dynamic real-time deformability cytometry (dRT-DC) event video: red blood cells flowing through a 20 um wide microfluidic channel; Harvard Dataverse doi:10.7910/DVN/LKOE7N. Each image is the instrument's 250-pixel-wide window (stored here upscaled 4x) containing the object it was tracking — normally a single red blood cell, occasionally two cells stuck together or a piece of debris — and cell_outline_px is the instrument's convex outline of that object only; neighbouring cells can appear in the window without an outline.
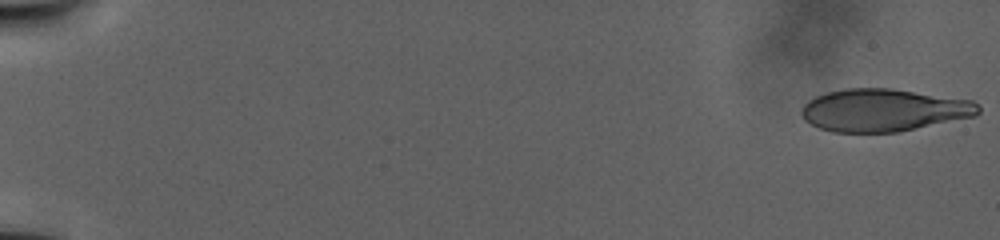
{"species": "human", "species_latin": "Homo sapiens", "temperature_condition": "warm", "stored_images_in_passage": 59, "camera_frame_rate_fps": 3000, "um_per_image_px": 0.085, "donor": {"sex": "male"}, "frame": {"image": 1, "passage_image": 1, "time_ms": 0.0, "image_size_px": [1000, 240], "cell_outline_px": [[980, 112], [976, 116], [896, 132], [832, 132], [820, 128], [804, 120], [800, 112], [800, 108], [808, 100], [816, 96], [828, 92], [848, 88], [892, 88], [972, 100], [980, 108]], "centroid_in_image_um": [75.09, 9.36], "position_along_channel_um": 9.9, "area_um2": 43.81}}
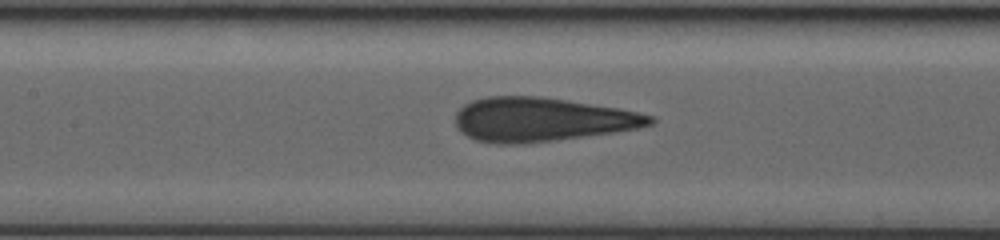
{"frame": {"image": 2, "passage_image": 34, "time_ms": 20.667, "image_size_px": [1000, 240], "cell_outline_px": [[656, 120], [652, 124], [640, 128], [528, 144], [496, 144], [476, 140], [460, 132], [456, 128], [456, 112], [464, 104], [472, 100], [488, 96], [540, 96], [620, 108], [652, 116]], "centroid_in_image_um": [46.0, 10.16], "position_along_channel_um": 161.4, "area_um2": 50.0}}
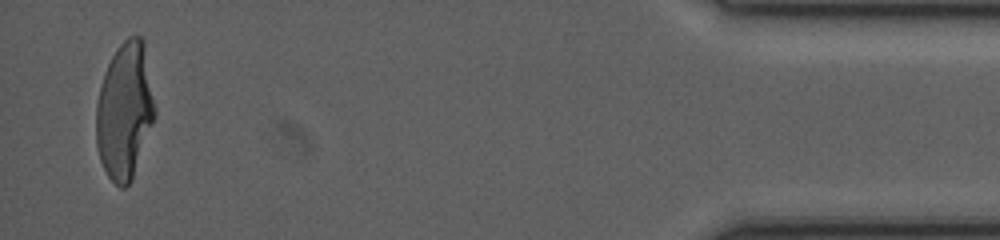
{"frame": {"image": 3, "passage_image": 58, "time_ms": 40.0, "image_size_px": [1000, 240], "cell_outline_px": [[156, 116], [132, 176], [128, 184], [124, 188], [120, 188], [108, 176], [100, 160], [96, 144], [96, 104], [100, 84], [104, 72], [116, 48], [128, 36], [140, 36], [144, 40], [156, 108]], "centroid_in_image_um": [10.6, 9.38], "position_along_channel_um": 424.6, "area_um2": 46.76}}